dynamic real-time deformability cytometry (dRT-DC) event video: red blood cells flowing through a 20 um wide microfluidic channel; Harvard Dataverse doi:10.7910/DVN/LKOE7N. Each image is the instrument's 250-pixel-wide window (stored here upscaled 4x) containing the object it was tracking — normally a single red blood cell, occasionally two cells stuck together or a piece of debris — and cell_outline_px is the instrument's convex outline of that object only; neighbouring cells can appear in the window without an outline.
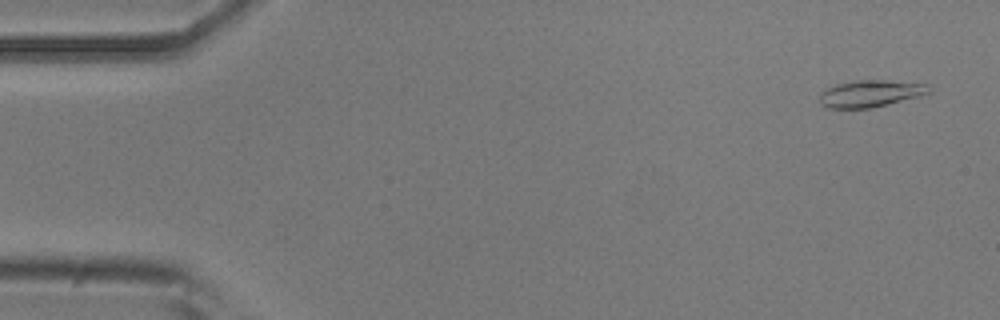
{"species": "common noctule bat (a hibernating species)", "species_latin": "Nyctalus noctula", "temperature_condition": "room temperature", "stored_images_in_passage": 52, "camera_frame_rate_fps": 3000, "um_per_image_px": 0.085, "animal": {"sex": "male", "body_mass_g": 20.5, "forearm_length_mm": 52.5}, "frame": {"image": 1, "passage_image": 3, "time_ms": 0.667, "image_size_px": [1000, 320], "cell_outline_px": [[932, 88], [928, 92], [916, 96], [872, 108], [828, 108], [820, 104], [820, 92], [836, 84], [856, 80], [884, 80], [924, 84]], "centroid_in_image_um": [73.91, 7.95], "position_along_channel_um": 11.1, "area_um2": 16.76}}
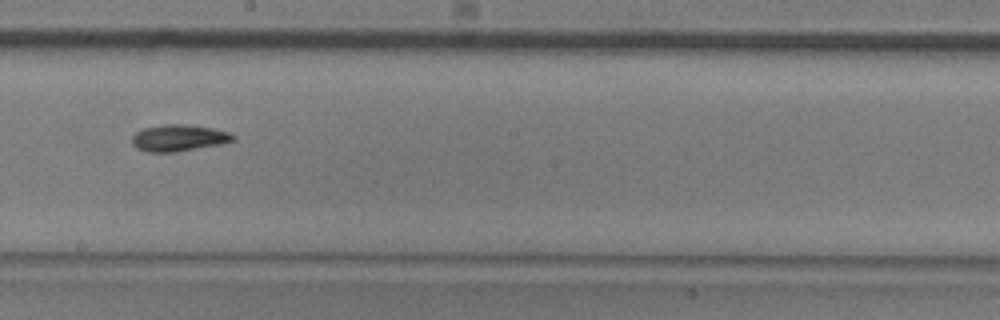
{"frame": {"image": 2, "passage_image": 29, "time_ms": 9.333, "image_size_px": [1000, 320], "cell_outline_px": [[236, 140], [220, 144], [172, 152], [148, 152], [136, 148], [132, 144], [132, 136], [136, 132], [144, 128], [164, 124], [184, 124], [212, 128], [232, 132], [236, 136]], "centroid_in_image_um": [15.21, 11.71], "position_along_channel_um": 233.0, "area_um2": 15.66}}
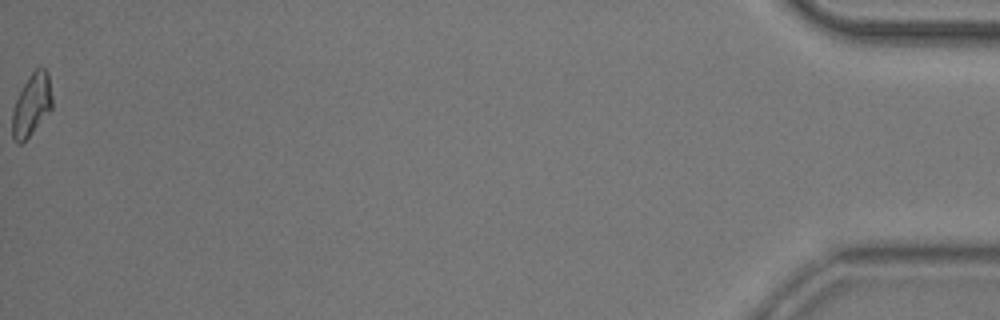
{"frame": {"image": 3, "passage_image": 52, "time_ms": 17.0, "image_size_px": [1000, 320], "cell_outline_px": [[52, 108], [32, 132], [20, 144], [16, 144], [12, 140], [12, 112], [16, 100], [28, 76], [40, 64], [48, 72], [52, 96]], "centroid_in_image_um": [2.68, 8.89], "position_along_channel_um": 432.5, "area_um2": 14.45}, "authors_computed_cell_mechanics": {"area_um2": 14.9991, "velocity_mm_per_s": 3.9444, "shape_relaxation_time_tau1_ms": 5.7493, "shape_relaxation_time_tau2_ms": 6.0291, "deformation_change_tau1": 0.1829, "deformation_change_tau2": 0.143}}